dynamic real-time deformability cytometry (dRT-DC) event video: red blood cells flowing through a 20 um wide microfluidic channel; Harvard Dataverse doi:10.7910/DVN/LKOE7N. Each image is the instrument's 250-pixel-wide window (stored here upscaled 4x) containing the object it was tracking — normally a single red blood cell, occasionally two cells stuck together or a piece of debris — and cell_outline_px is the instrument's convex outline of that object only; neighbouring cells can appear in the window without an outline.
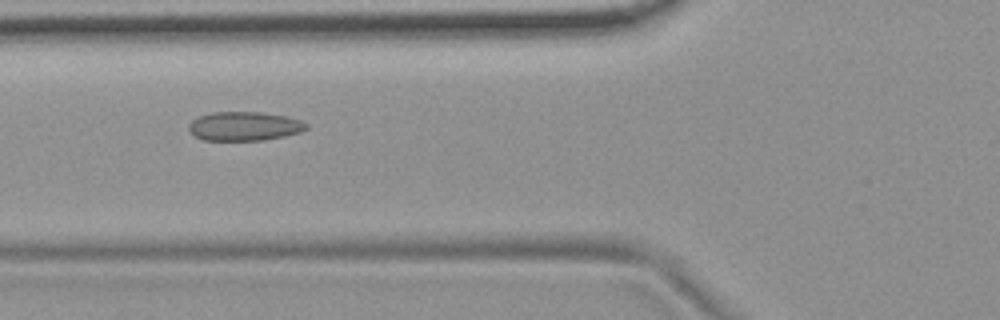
{"species": "common noctule bat (a hibernating species)", "species_latin": "Nyctalus noctula", "temperature_condition": "room temperature", "stored_images_in_passage": 55, "camera_frame_rate_fps": 3000, "um_per_image_px": 0.085, "animal": {"sex": "female", "body_mass_g": 19.9}, "frame": {"image": 1, "passage_image": 21, "time_ms": 6.667, "image_size_px": [1000, 320], "cell_outline_px": [[308, 128], [300, 132], [284, 136], [264, 140], [204, 140], [188, 132], [188, 124], [192, 120], [200, 116], [212, 112], [260, 112], [284, 116], [300, 120], [308, 124]], "centroid_in_image_um": [20.75, 10.73], "position_along_channel_um": 105.1, "area_um2": 19.83}}
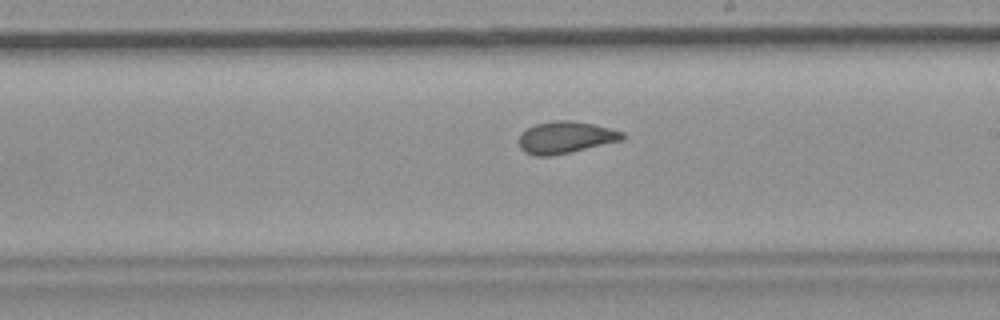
{"frame": {"image": 2, "passage_image": 32, "time_ms": 10.333, "image_size_px": [1000, 320], "cell_outline_px": [[624, 136], [620, 140], [552, 156], [536, 156], [524, 152], [520, 148], [520, 136], [528, 128], [536, 124], [556, 120], [572, 120], [592, 124], [624, 132]], "centroid_in_image_um": [48.04, 11.68], "position_along_channel_um": 241.0, "area_um2": 18.79}}
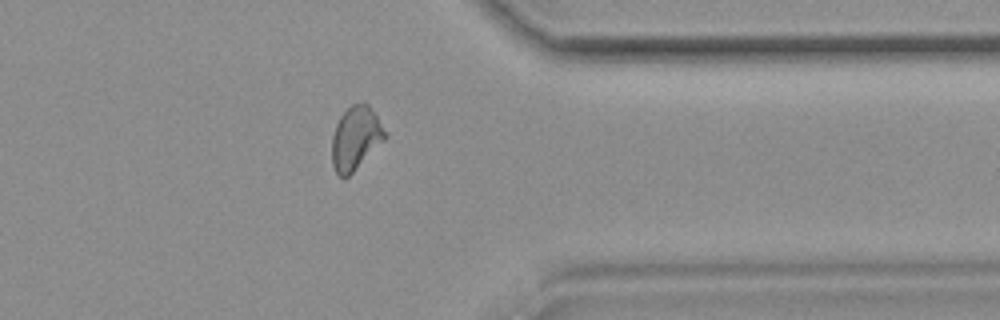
{"frame": {"image": 3, "passage_image": 44, "time_ms": 14.333, "image_size_px": [1000, 320], "cell_outline_px": [[388, 136], [344, 180], [336, 172], [332, 164], [332, 136], [336, 124], [340, 116], [352, 104], [368, 104], [376, 112], [388, 132]], "centroid_in_image_um": [30.25, 11.72], "position_along_channel_um": 381.1, "area_um2": 19.65}, "authors_computed_cell_mechanics": {"area_um2": 19.7098, "velocity_mm_per_s": 3.7054, "shape_relaxation_time_tau1_ms": null, "shape_relaxation_time_tau2_ms": 1.1735, "deformation_change_tau1": null, "deformation_change_tau2": 0.0735}}